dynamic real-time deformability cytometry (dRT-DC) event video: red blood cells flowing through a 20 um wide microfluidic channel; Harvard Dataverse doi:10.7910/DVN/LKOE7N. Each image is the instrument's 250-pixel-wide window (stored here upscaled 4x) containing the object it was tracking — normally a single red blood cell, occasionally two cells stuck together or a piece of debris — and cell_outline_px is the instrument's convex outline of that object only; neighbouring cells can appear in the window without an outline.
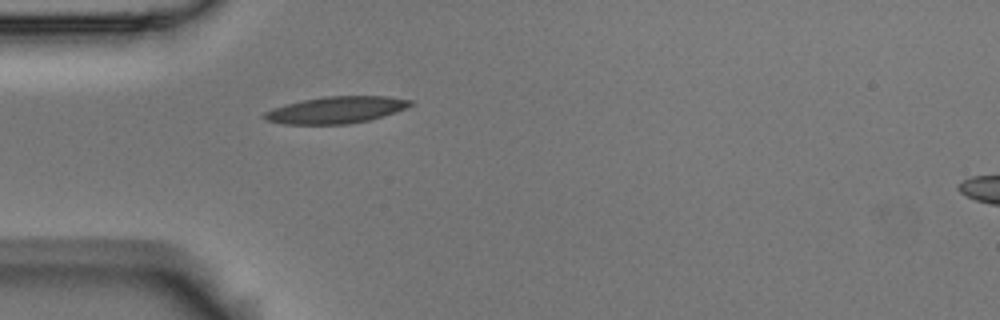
{"species": "Egyptian fruit bat (a non-hibernating species)", "species_latin": "Rousettus aegyptiacus", "temperature_condition": "room temperature", "stored_images_in_passage": 29, "camera_frame_rate_fps": 3000, "um_per_image_px": 0.085, "animal": {"sex": "male"}, "frame": {"image": 1, "passage_image": 1, "time_ms": 0.0, "image_size_px": [1000, 320], "cell_outline_px": [[412, 104], [396, 112], [368, 120], [348, 124], [284, 124], [264, 120], [260, 116], [264, 112], [272, 108], [284, 104], [324, 96], [388, 96], [412, 100]], "centroid_in_image_um": [28.5, 9.34], "position_along_channel_um": 56.5, "area_um2": 22.83}}
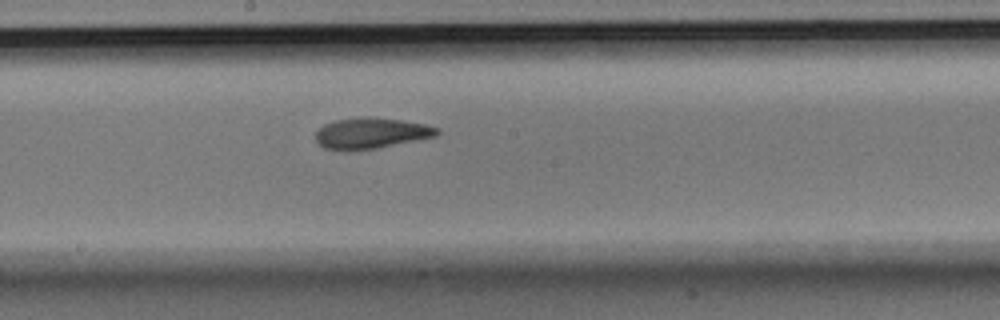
{"frame": {"image": 2, "passage_image": 15, "time_ms": 4.667, "image_size_px": [1000, 320], "cell_outline_px": [[440, 132], [436, 136], [376, 148], [348, 152], [344, 152], [324, 148], [316, 144], [316, 132], [324, 124], [336, 120], [368, 116], [400, 120], [424, 124], [440, 128]], "centroid_in_image_um": [31.49, 11.34], "position_along_channel_um": 216.7, "area_um2": 22.02}}
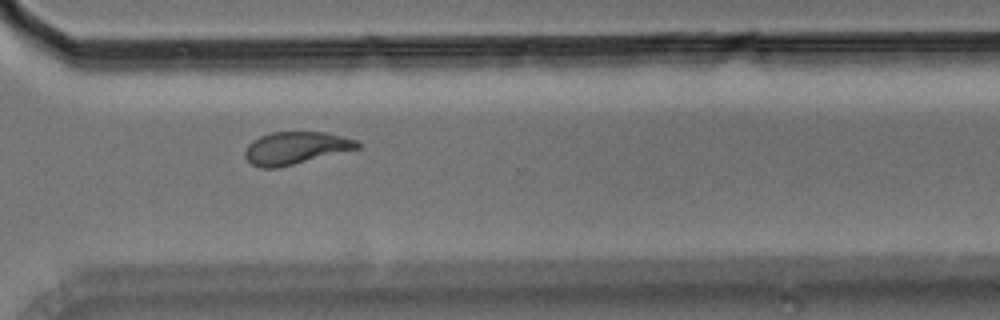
{"frame": {"image": 3, "passage_image": 26, "time_ms": 8.333, "image_size_px": [1000, 320], "cell_outline_px": [[360, 148], [276, 168], [260, 168], [252, 164], [244, 156], [244, 152], [248, 144], [252, 140], [260, 136], [272, 132], [324, 132], [356, 140], [360, 144]], "centroid_in_image_um": [25.09, 12.58], "position_along_channel_um": 345.5, "area_um2": 21.04}, "authors_computed_cell_mechanics": {"area_um2": 21.675, "velocity_mm_per_s": 3.5149, "shape_relaxation_time_tau1_ms": 5.7093, "shape_relaxation_time_tau2_ms": 2.2083, "deformation_change_tau1": 0.1862, "deformation_change_tau2": 0.0966}}